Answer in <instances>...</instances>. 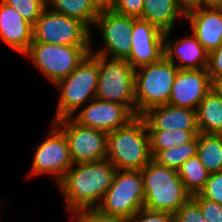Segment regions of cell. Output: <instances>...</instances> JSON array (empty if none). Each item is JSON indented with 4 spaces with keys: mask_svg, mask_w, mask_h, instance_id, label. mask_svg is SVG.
Wrapping results in <instances>:
<instances>
[{
    "mask_svg": "<svg viewBox=\"0 0 222 222\" xmlns=\"http://www.w3.org/2000/svg\"><path fill=\"white\" fill-rule=\"evenodd\" d=\"M117 169L108 160L73 164L57 183L71 214L96 208L112 184Z\"/></svg>",
    "mask_w": 222,
    "mask_h": 222,
    "instance_id": "cell-1",
    "label": "cell"
},
{
    "mask_svg": "<svg viewBox=\"0 0 222 222\" xmlns=\"http://www.w3.org/2000/svg\"><path fill=\"white\" fill-rule=\"evenodd\" d=\"M117 170L141 171L152 159L150 137L142 116L108 133L107 157Z\"/></svg>",
    "mask_w": 222,
    "mask_h": 222,
    "instance_id": "cell-2",
    "label": "cell"
},
{
    "mask_svg": "<svg viewBox=\"0 0 222 222\" xmlns=\"http://www.w3.org/2000/svg\"><path fill=\"white\" fill-rule=\"evenodd\" d=\"M141 174L145 209L174 214L191 198L175 169L159 165L152 159Z\"/></svg>",
    "mask_w": 222,
    "mask_h": 222,
    "instance_id": "cell-3",
    "label": "cell"
},
{
    "mask_svg": "<svg viewBox=\"0 0 222 222\" xmlns=\"http://www.w3.org/2000/svg\"><path fill=\"white\" fill-rule=\"evenodd\" d=\"M98 80L99 62L89 53L70 75L54 84L61 94L52 122L76 115L83 104L95 99Z\"/></svg>",
    "mask_w": 222,
    "mask_h": 222,
    "instance_id": "cell-4",
    "label": "cell"
},
{
    "mask_svg": "<svg viewBox=\"0 0 222 222\" xmlns=\"http://www.w3.org/2000/svg\"><path fill=\"white\" fill-rule=\"evenodd\" d=\"M178 67L163 57L135 69L136 116L149 108L168 104Z\"/></svg>",
    "mask_w": 222,
    "mask_h": 222,
    "instance_id": "cell-5",
    "label": "cell"
},
{
    "mask_svg": "<svg viewBox=\"0 0 222 222\" xmlns=\"http://www.w3.org/2000/svg\"><path fill=\"white\" fill-rule=\"evenodd\" d=\"M90 54L99 62L96 98L124 105L136 116L135 69L125 59Z\"/></svg>",
    "mask_w": 222,
    "mask_h": 222,
    "instance_id": "cell-6",
    "label": "cell"
},
{
    "mask_svg": "<svg viewBox=\"0 0 222 222\" xmlns=\"http://www.w3.org/2000/svg\"><path fill=\"white\" fill-rule=\"evenodd\" d=\"M91 53V45L65 46L32 42L24 54L52 84L70 75Z\"/></svg>",
    "mask_w": 222,
    "mask_h": 222,
    "instance_id": "cell-7",
    "label": "cell"
},
{
    "mask_svg": "<svg viewBox=\"0 0 222 222\" xmlns=\"http://www.w3.org/2000/svg\"><path fill=\"white\" fill-rule=\"evenodd\" d=\"M144 201L141 171L117 170L112 184L96 208L104 214L129 220L144 208Z\"/></svg>",
    "mask_w": 222,
    "mask_h": 222,
    "instance_id": "cell-8",
    "label": "cell"
},
{
    "mask_svg": "<svg viewBox=\"0 0 222 222\" xmlns=\"http://www.w3.org/2000/svg\"><path fill=\"white\" fill-rule=\"evenodd\" d=\"M91 37V30L83 22L54 12L48 6L33 25V42L92 46Z\"/></svg>",
    "mask_w": 222,
    "mask_h": 222,
    "instance_id": "cell-9",
    "label": "cell"
},
{
    "mask_svg": "<svg viewBox=\"0 0 222 222\" xmlns=\"http://www.w3.org/2000/svg\"><path fill=\"white\" fill-rule=\"evenodd\" d=\"M66 136L73 164L106 159L108 133L75 122L66 117L53 122Z\"/></svg>",
    "mask_w": 222,
    "mask_h": 222,
    "instance_id": "cell-10",
    "label": "cell"
},
{
    "mask_svg": "<svg viewBox=\"0 0 222 222\" xmlns=\"http://www.w3.org/2000/svg\"><path fill=\"white\" fill-rule=\"evenodd\" d=\"M40 145L37 143L31 165V175H53L57 183L73 165L65 134L52 123L50 133Z\"/></svg>",
    "mask_w": 222,
    "mask_h": 222,
    "instance_id": "cell-11",
    "label": "cell"
},
{
    "mask_svg": "<svg viewBox=\"0 0 222 222\" xmlns=\"http://www.w3.org/2000/svg\"><path fill=\"white\" fill-rule=\"evenodd\" d=\"M95 26L99 28L105 46L95 53L91 47V52L107 58L126 60L131 51L133 17L117 14L113 10L100 11Z\"/></svg>",
    "mask_w": 222,
    "mask_h": 222,
    "instance_id": "cell-12",
    "label": "cell"
},
{
    "mask_svg": "<svg viewBox=\"0 0 222 222\" xmlns=\"http://www.w3.org/2000/svg\"><path fill=\"white\" fill-rule=\"evenodd\" d=\"M164 36L157 26L133 17L131 51L126 61L134 69L160 61L164 57Z\"/></svg>",
    "mask_w": 222,
    "mask_h": 222,
    "instance_id": "cell-13",
    "label": "cell"
},
{
    "mask_svg": "<svg viewBox=\"0 0 222 222\" xmlns=\"http://www.w3.org/2000/svg\"><path fill=\"white\" fill-rule=\"evenodd\" d=\"M83 107L80 108L76 116L73 115L71 118L84 127L101 130L106 133L127 125L136 117L124 105L97 98L89 101Z\"/></svg>",
    "mask_w": 222,
    "mask_h": 222,
    "instance_id": "cell-14",
    "label": "cell"
},
{
    "mask_svg": "<svg viewBox=\"0 0 222 222\" xmlns=\"http://www.w3.org/2000/svg\"><path fill=\"white\" fill-rule=\"evenodd\" d=\"M213 86L207 68L178 69L168 104L196 110Z\"/></svg>",
    "mask_w": 222,
    "mask_h": 222,
    "instance_id": "cell-15",
    "label": "cell"
},
{
    "mask_svg": "<svg viewBox=\"0 0 222 222\" xmlns=\"http://www.w3.org/2000/svg\"><path fill=\"white\" fill-rule=\"evenodd\" d=\"M185 20L208 53L222 43V7L188 6Z\"/></svg>",
    "mask_w": 222,
    "mask_h": 222,
    "instance_id": "cell-16",
    "label": "cell"
},
{
    "mask_svg": "<svg viewBox=\"0 0 222 222\" xmlns=\"http://www.w3.org/2000/svg\"><path fill=\"white\" fill-rule=\"evenodd\" d=\"M171 33L172 31L165 32L164 36V57L168 61L174 63L178 69H206L208 67L209 53L193 34L183 39L169 40Z\"/></svg>",
    "mask_w": 222,
    "mask_h": 222,
    "instance_id": "cell-17",
    "label": "cell"
},
{
    "mask_svg": "<svg viewBox=\"0 0 222 222\" xmlns=\"http://www.w3.org/2000/svg\"><path fill=\"white\" fill-rule=\"evenodd\" d=\"M0 39L23 55L33 42V25L2 0H0Z\"/></svg>",
    "mask_w": 222,
    "mask_h": 222,
    "instance_id": "cell-18",
    "label": "cell"
},
{
    "mask_svg": "<svg viewBox=\"0 0 222 222\" xmlns=\"http://www.w3.org/2000/svg\"><path fill=\"white\" fill-rule=\"evenodd\" d=\"M148 130H198L196 110L169 104L149 108L141 115Z\"/></svg>",
    "mask_w": 222,
    "mask_h": 222,
    "instance_id": "cell-19",
    "label": "cell"
},
{
    "mask_svg": "<svg viewBox=\"0 0 222 222\" xmlns=\"http://www.w3.org/2000/svg\"><path fill=\"white\" fill-rule=\"evenodd\" d=\"M186 9L181 0H144L140 18L168 32L173 31L178 17H186Z\"/></svg>",
    "mask_w": 222,
    "mask_h": 222,
    "instance_id": "cell-20",
    "label": "cell"
},
{
    "mask_svg": "<svg viewBox=\"0 0 222 222\" xmlns=\"http://www.w3.org/2000/svg\"><path fill=\"white\" fill-rule=\"evenodd\" d=\"M199 133L222 134V96L213 86L196 109Z\"/></svg>",
    "mask_w": 222,
    "mask_h": 222,
    "instance_id": "cell-21",
    "label": "cell"
},
{
    "mask_svg": "<svg viewBox=\"0 0 222 222\" xmlns=\"http://www.w3.org/2000/svg\"><path fill=\"white\" fill-rule=\"evenodd\" d=\"M47 6L54 12L80 20L89 29L94 26L99 15L90 0H47Z\"/></svg>",
    "mask_w": 222,
    "mask_h": 222,
    "instance_id": "cell-22",
    "label": "cell"
},
{
    "mask_svg": "<svg viewBox=\"0 0 222 222\" xmlns=\"http://www.w3.org/2000/svg\"><path fill=\"white\" fill-rule=\"evenodd\" d=\"M197 156L210 172H222V134H198Z\"/></svg>",
    "mask_w": 222,
    "mask_h": 222,
    "instance_id": "cell-23",
    "label": "cell"
},
{
    "mask_svg": "<svg viewBox=\"0 0 222 222\" xmlns=\"http://www.w3.org/2000/svg\"><path fill=\"white\" fill-rule=\"evenodd\" d=\"M177 172L185 190L191 196L199 194L204 189L210 176V172L204 167L197 155L182 163Z\"/></svg>",
    "mask_w": 222,
    "mask_h": 222,
    "instance_id": "cell-24",
    "label": "cell"
},
{
    "mask_svg": "<svg viewBox=\"0 0 222 222\" xmlns=\"http://www.w3.org/2000/svg\"><path fill=\"white\" fill-rule=\"evenodd\" d=\"M150 137L151 154L154 156L158 151L183 145L190 142L198 130H148Z\"/></svg>",
    "mask_w": 222,
    "mask_h": 222,
    "instance_id": "cell-25",
    "label": "cell"
},
{
    "mask_svg": "<svg viewBox=\"0 0 222 222\" xmlns=\"http://www.w3.org/2000/svg\"><path fill=\"white\" fill-rule=\"evenodd\" d=\"M197 148L198 135H196L190 142H187L183 145L158 151L153 156V160L156 161L159 165L178 171L182 163L197 155Z\"/></svg>",
    "mask_w": 222,
    "mask_h": 222,
    "instance_id": "cell-26",
    "label": "cell"
},
{
    "mask_svg": "<svg viewBox=\"0 0 222 222\" xmlns=\"http://www.w3.org/2000/svg\"><path fill=\"white\" fill-rule=\"evenodd\" d=\"M13 7L25 20L34 25L43 10L47 7V0H2Z\"/></svg>",
    "mask_w": 222,
    "mask_h": 222,
    "instance_id": "cell-27",
    "label": "cell"
},
{
    "mask_svg": "<svg viewBox=\"0 0 222 222\" xmlns=\"http://www.w3.org/2000/svg\"><path fill=\"white\" fill-rule=\"evenodd\" d=\"M72 216L76 222H128L127 219L104 214L97 208L78 210Z\"/></svg>",
    "mask_w": 222,
    "mask_h": 222,
    "instance_id": "cell-28",
    "label": "cell"
},
{
    "mask_svg": "<svg viewBox=\"0 0 222 222\" xmlns=\"http://www.w3.org/2000/svg\"><path fill=\"white\" fill-rule=\"evenodd\" d=\"M174 222H208L199 205L190 198L174 213Z\"/></svg>",
    "mask_w": 222,
    "mask_h": 222,
    "instance_id": "cell-29",
    "label": "cell"
},
{
    "mask_svg": "<svg viewBox=\"0 0 222 222\" xmlns=\"http://www.w3.org/2000/svg\"><path fill=\"white\" fill-rule=\"evenodd\" d=\"M191 198L199 205L208 222H222V205L204 198L200 193L191 196Z\"/></svg>",
    "mask_w": 222,
    "mask_h": 222,
    "instance_id": "cell-30",
    "label": "cell"
},
{
    "mask_svg": "<svg viewBox=\"0 0 222 222\" xmlns=\"http://www.w3.org/2000/svg\"><path fill=\"white\" fill-rule=\"evenodd\" d=\"M200 194L204 198L222 205V172L210 173L209 179Z\"/></svg>",
    "mask_w": 222,
    "mask_h": 222,
    "instance_id": "cell-31",
    "label": "cell"
},
{
    "mask_svg": "<svg viewBox=\"0 0 222 222\" xmlns=\"http://www.w3.org/2000/svg\"><path fill=\"white\" fill-rule=\"evenodd\" d=\"M144 0H114L113 11L123 16L140 18Z\"/></svg>",
    "mask_w": 222,
    "mask_h": 222,
    "instance_id": "cell-32",
    "label": "cell"
},
{
    "mask_svg": "<svg viewBox=\"0 0 222 222\" xmlns=\"http://www.w3.org/2000/svg\"><path fill=\"white\" fill-rule=\"evenodd\" d=\"M128 222H174V214L142 208Z\"/></svg>",
    "mask_w": 222,
    "mask_h": 222,
    "instance_id": "cell-33",
    "label": "cell"
},
{
    "mask_svg": "<svg viewBox=\"0 0 222 222\" xmlns=\"http://www.w3.org/2000/svg\"><path fill=\"white\" fill-rule=\"evenodd\" d=\"M207 70L213 85L222 80V43L209 53Z\"/></svg>",
    "mask_w": 222,
    "mask_h": 222,
    "instance_id": "cell-34",
    "label": "cell"
},
{
    "mask_svg": "<svg viewBox=\"0 0 222 222\" xmlns=\"http://www.w3.org/2000/svg\"><path fill=\"white\" fill-rule=\"evenodd\" d=\"M90 2L99 12L112 10L114 4V0H90Z\"/></svg>",
    "mask_w": 222,
    "mask_h": 222,
    "instance_id": "cell-35",
    "label": "cell"
},
{
    "mask_svg": "<svg viewBox=\"0 0 222 222\" xmlns=\"http://www.w3.org/2000/svg\"><path fill=\"white\" fill-rule=\"evenodd\" d=\"M190 6L222 7V0H195Z\"/></svg>",
    "mask_w": 222,
    "mask_h": 222,
    "instance_id": "cell-36",
    "label": "cell"
},
{
    "mask_svg": "<svg viewBox=\"0 0 222 222\" xmlns=\"http://www.w3.org/2000/svg\"><path fill=\"white\" fill-rule=\"evenodd\" d=\"M214 87L216 88V90L220 93V95L222 96V80L216 82L214 84Z\"/></svg>",
    "mask_w": 222,
    "mask_h": 222,
    "instance_id": "cell-37",
    "label": "cell"
},
{
    "mask_svg": "<svg viewBox=\"0 0 222 222\" xmlns=\"http://www.w3.org/2000/svg\"><path fill=\"white\" fill-rule=\"evenodd\" d=\"M185 5L186 7L190 6L195 0H181Z\"/></svg>",
    "mask_w": 222,
    "mask_h": 222,
    "instance_id": "cell-38",
    "label": "cell"
}]
</instances>
